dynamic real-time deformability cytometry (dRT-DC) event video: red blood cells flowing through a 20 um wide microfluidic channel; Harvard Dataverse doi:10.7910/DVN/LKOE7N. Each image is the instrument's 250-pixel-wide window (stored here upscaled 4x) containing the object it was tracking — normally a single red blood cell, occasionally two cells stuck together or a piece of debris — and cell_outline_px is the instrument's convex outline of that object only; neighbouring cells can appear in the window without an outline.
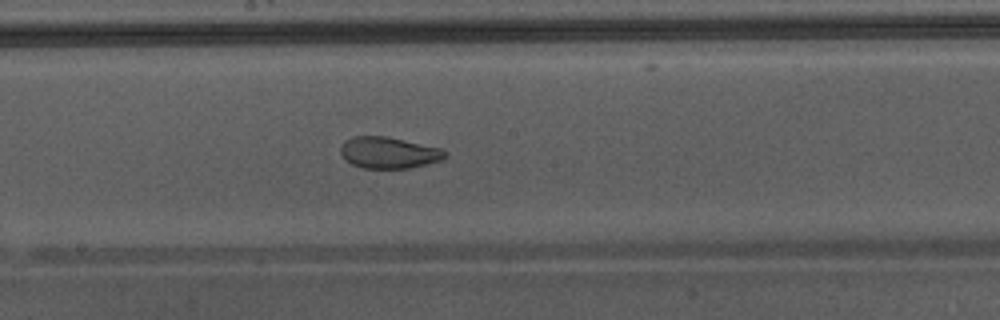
{"species": "Egyptian fruit bat (a non-hibernating species)", "species_latin": "Rousettus aegyptiacus", "temperature_condition": "warm", "stored_images_in_passage": 37, "camera_frame_rate_fps": 3000, "um_per_image_px": 0.085, "animal": {"sex": "male"}, "frame": {"image": 1, "passage_image": 22, "time_ms": 7.0, "image_size_px": [1000, 320], "cell_outline_px": [[448, 156], [444, 160], [412, 168], [364, 168], [352, 164], [344, 160], [340, 152], [340, 148], [344, 140], [352, 136], [388, 136], [440, 148]], "centroid_in_image_um": [33.03, 12.98], "position_along_channel_um": 215.2, "area_um2": 19.36}}